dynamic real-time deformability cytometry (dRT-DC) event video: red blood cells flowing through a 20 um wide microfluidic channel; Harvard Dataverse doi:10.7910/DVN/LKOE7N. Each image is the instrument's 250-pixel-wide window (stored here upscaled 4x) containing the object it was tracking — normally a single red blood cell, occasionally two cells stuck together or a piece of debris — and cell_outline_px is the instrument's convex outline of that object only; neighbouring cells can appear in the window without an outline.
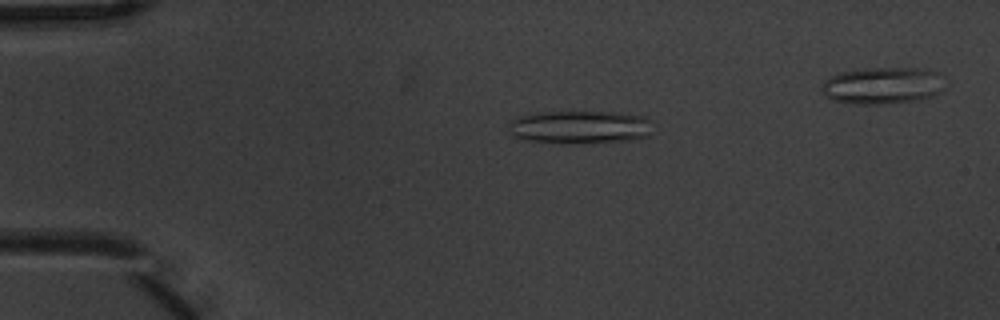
{"species": "common noctule bat (a hibernating species)", "species_latin": "Nyctalus noctula", "temperature_condition": "warm", "stored_images_in_passage": 6, "segment_of_instrument_passage": [1, 2], "camera_frame_rate_fps": 3000, "um_per_image_px": 0.085, "animal": {"sex": "male", "body_mass_g": 20.1, "forearm_length_mm": 53.5}, "frame": {"image": 1, "passage_image": 4, "time_ms": 1.0, "image_size_px": [1000, 320], "cell_outline_px": [[652, 120], [648, 136], [628, 140], [568, 144], [520, 140], [508, 132], [508, 124], [512, 120], [520, 116], [532, 112], [612, 112], [644, 116]], "centroid_in_image_um": [49.22, 10.81], "position_along_channel_um": 35.8, "area_um2": 28.09}}